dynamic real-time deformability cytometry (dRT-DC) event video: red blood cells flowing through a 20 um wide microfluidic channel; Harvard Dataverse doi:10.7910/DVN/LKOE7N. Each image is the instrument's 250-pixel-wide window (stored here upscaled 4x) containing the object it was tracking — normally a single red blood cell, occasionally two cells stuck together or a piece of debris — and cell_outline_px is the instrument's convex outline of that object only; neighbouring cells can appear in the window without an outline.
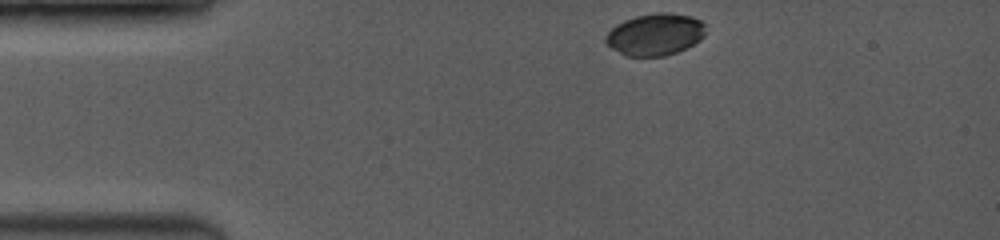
{"species": "common noctule bat (a hibernating species)", "species_latin": "Nyctalus noctula", "temperature_condition": "room temperature", "stored_images_in_passage": 36, "camera_frame_rate_fps": 3500, "um_per_image_px": 0.085, "animal": {"sex": "female", "body_mass_g": 19.0, "forearm_length_mm": 53.3}, "frame": {"image": 1, "passage_image": 1, "time_ms": 0.0, "image_size_px": [1000, 240], "cell_outline_px": [[704, 36], [700, 40], [676, 52], [664, 56], [624, 56], [612, 48], [604, 40], [608, 32], [616, 24], [624, 20], [636, 16], [660, 12], [668, 12], [688, 16], [700, 20], [704, 24]], "centroid_in_image_um": [55.66, 2.93], "position_along_channel_um": 29.3, "area_um2": 24.16}}
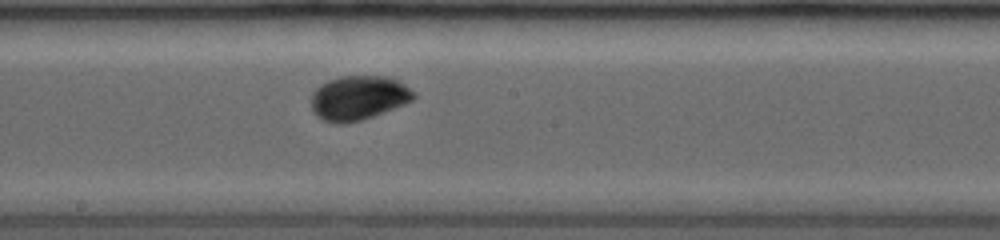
{"frame": {"image": 2, "passage_image": 21, "time_ms": 6.0, "image_size_px": [1000, 240], "cell_outline_px": [[416, 96], [412, 100], [404, 104], [384, 112], [360, 120], [344, 124], [336, 124], [324, 120], [316, 116], [312, 112], [312, 92], [320, 84], [328, 80], [340, 76], [392, 76], [416, 92]], "centroid_in_image_um": [30.47, 8.31], "position_along_channel_um": 217.7, "area_um2": 26.7}}
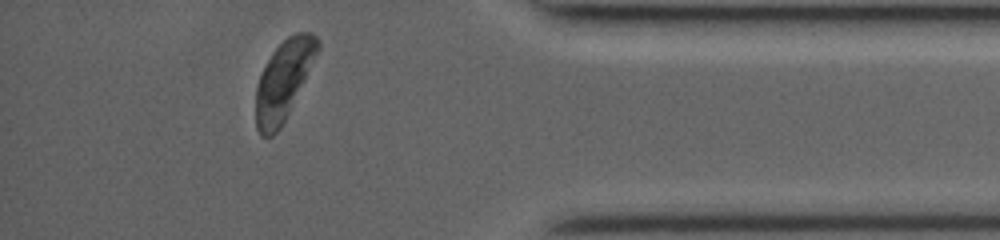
{"frame": {"image": 3, "passage_image": 36, "time_ms": 11.143, "image_size_px": [1000, 240], "cell_outline_px": [[320, 48], [280, 128], [272, 136], [260, 136], [256, 128], [256, 84], [272, 52], [288, 36], [296, 32], [312, 32], [320, 40]], "centroid_in_image_um": [24.1, 6.8], "position_along_channel_um": 411.1, "area_um2": 27.98}, "authors_computed_cell_mechanics": {"area_um2": 26.6169, "velocity_mm_per_s": 4.061, "shape_relaxation_time_tau1_ms": 3.1126, "shape_relaxation_time_tau2_ms": null, "deformation_change_tau1": 0.159, "deformation_change_tau2": null}}